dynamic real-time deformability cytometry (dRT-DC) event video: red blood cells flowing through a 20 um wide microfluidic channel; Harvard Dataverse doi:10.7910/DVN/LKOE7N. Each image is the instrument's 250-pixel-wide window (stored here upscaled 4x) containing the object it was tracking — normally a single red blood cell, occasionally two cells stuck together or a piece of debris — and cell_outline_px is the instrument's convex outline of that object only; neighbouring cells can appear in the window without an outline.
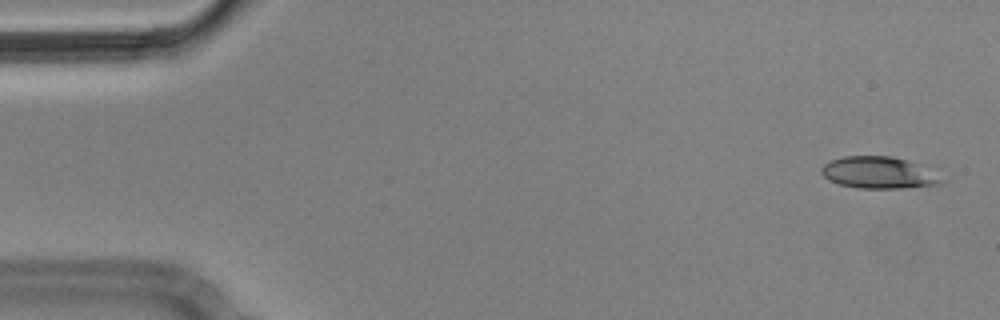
{"species": "Egyptian fruit bat (a non-hibernating species)", "species_latin": "Rousettus aegyptiacus", "temperature_condition": "cold", "stored_images_in_passage": 4, "camera_frame_rate_fps": 3000, "um_per_image_px": 0.085, "animal": {"sex": "male"}, "frame": {"image": 1, "passage_image": 1, "time_ms": 0.0, "image_size_px": [1000, 320], "cell_outline_px": [[948, 180], [940, 184], [900, 188], [860, 188], [840, 184], [828, 180], [820, 172], [820, 168], [824, 164], [832, 160], [844, 156], [892, 156], [904, 160]], "centroid_in_image_um": [74.62, 14.69], "position_along_channel_um": 10.4, "area_um2": 21.73}}